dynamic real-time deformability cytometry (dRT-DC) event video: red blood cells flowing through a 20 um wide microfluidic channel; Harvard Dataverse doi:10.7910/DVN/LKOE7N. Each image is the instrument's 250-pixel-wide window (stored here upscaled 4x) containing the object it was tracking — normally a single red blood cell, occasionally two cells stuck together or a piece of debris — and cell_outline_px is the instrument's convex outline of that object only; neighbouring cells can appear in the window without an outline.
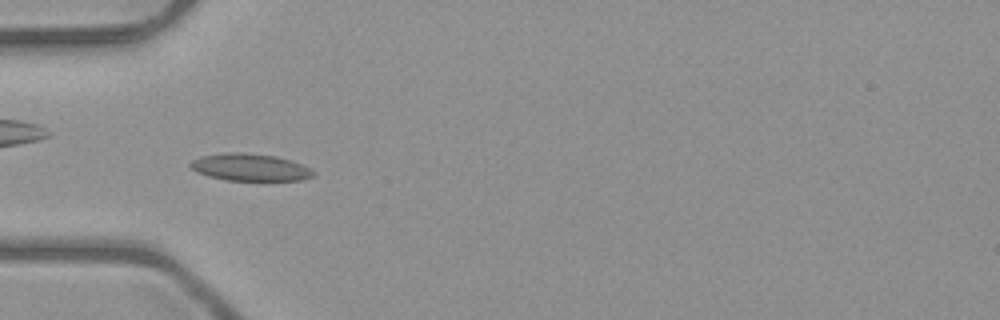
{"species": "common noctule bat (a hibernating species)", "species_latin": "Nyctalus noctula", "temperature_condition": "room temperature", "stored_images_in_passage": 45, "camera_frame_rate_fps": 3000, "um_per_image_px": 0.085, "animal": {"sex": "male", "body_mass_g": 23.1, "forearm_length_mm": 52.7}, "frame": {"image": 1, "passage_image": 16, "time_ms": 5.0, "image_size_px": [1000, 320], "cell_outline_px": [[316, 172], [312, 176], [300, 180], [224, 180], [208, 176], [196, 172], [188, 164], [192, 160], [200, 156], [224, 152], [248, 152], [276, 156], [292, 160]], "centroid_in_image_um": [21.2, 14.2], "position_along_channel_um": 63.8, "area_um2": 19.59}}
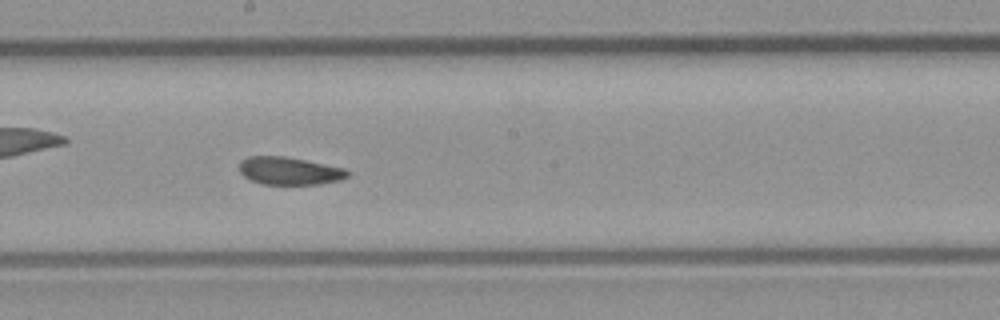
{"frame": {"image": 2, "passage_image": 28, "time_ms": 9.0, "image_size_px": [1000, 320], "cell_outline_px": [[352, 172], [348, 176], [340, 180], [320, 184], [260, 184], [244, 176], [240, 172], [240, 160], [248, 156], [284, 156], [344, 168]], "centroid_in_image_um": [24.6, 14.52], "position_along_channel_um": 223.6, "area_um2": 17.46}}
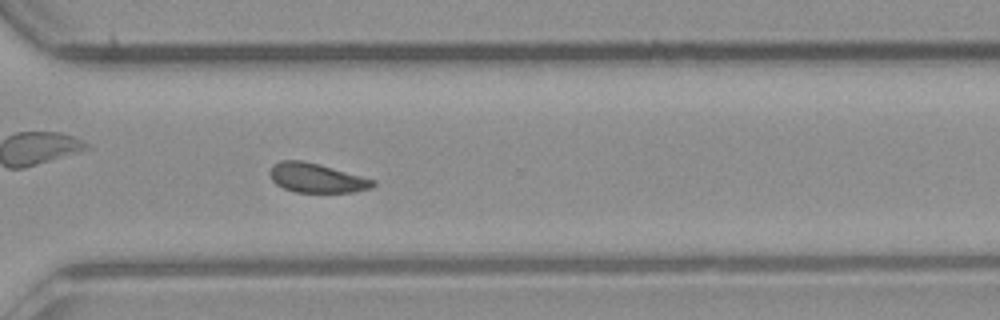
{"frame": {"image": 3, "passage_image": 37, "time_ms": 12.0, "image_size_px": [1000, 320], "cell_outline_px": [[376, 184], [372, 188], [352, 192], [296, 192], [284, 188], [276, 184], [272, 180], [268, 172], [272, 164], [280, 160], [300, 160], [316, 164], [376, 180]], "centroid_in_image_um": [26.87, 15.13], "position_along_channel_um": 343.7, "area_um2": 17.46}, "authors_computed_cell_mechanics": {"area_um2": 18.3226, "velocity_mm_per_s": 4.0176, "shape_relaxation_time_tau1_ms": 7.7351, "shape_relaxation_time_tau2_ms": 1.1032, "deformation_change_tau1": 0.1309, "deformation_change_tau2": 0.0604}}